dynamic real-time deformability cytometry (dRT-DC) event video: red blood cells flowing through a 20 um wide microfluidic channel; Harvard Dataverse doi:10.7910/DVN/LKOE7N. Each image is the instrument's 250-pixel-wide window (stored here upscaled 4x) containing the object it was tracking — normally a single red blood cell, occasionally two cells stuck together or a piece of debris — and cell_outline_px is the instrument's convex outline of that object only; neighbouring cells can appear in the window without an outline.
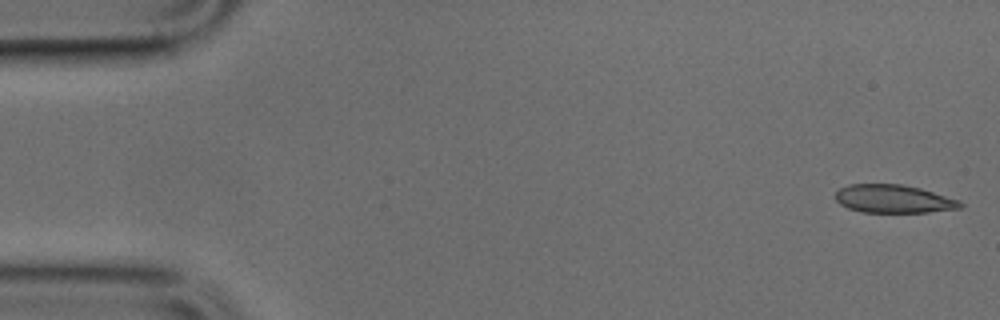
{"species": "common noctule bat (a hibernating species)", "species_latin": "Nyctalus noctula", "temperature_condition": "cold", "stored_images_in_passage": 48, "camera_frame_rate_fps": 3000, "um_per_image_px": 0.085, "animal": {"sex": "male", "body_mass_g": 17.9, "forearm_length_mm": 54.2}, "frame": {"image": 1, "passage_image": 1, "time_ms": 0.0, "image_size_px": [1000, 320], "cell_outline_px": [[964, 204], [960, 208], [928, 212], [860, 212], [848, 208], [840, 204], [836, 200], [836, 192], [840, 188], [848, 184], [900, 184], [920, 188], [960, 200]], "centroid_in_image_um": [75.94, 16.9], "position_along_channel_um": 9.1, "area_um2": 20.46}}
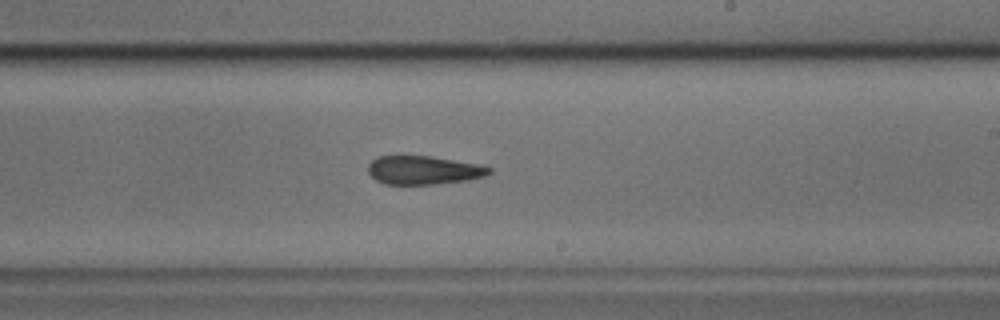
{"frame": {"image": 2, "passage_image": 28, "time_ms": 9.0, "image_size_px": [1000, 320], "cell_outline_px": [[492, 172], [484, 176], [468, 180], [436, 184], [384, 184], [376, 180], [368, 172], [368, 164], [376, 156], [400, 152], [432, 156], [476, 164], [492, 168]], "centroid_in_image_um": [35.91, 14.41], "position_along_channel_um": 253.1, "area_um2": 20.92}}
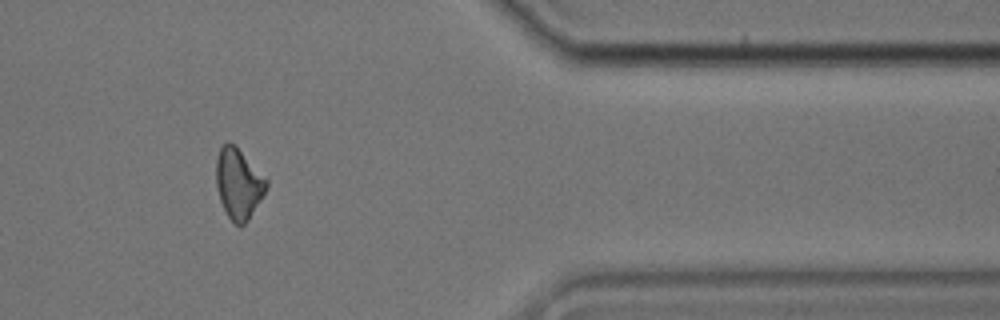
{"frame": {"image": 3, "passage_image": 40, "time_ms": 13.0, "image_size_px": [1000, 320], "cell_outline_px": [[268, 184], [260, 200], [248, 220], [240, 228], [228, 216], [220, 200], [216, 188], [216, 160], [220, 148], [228, 140], [236, 144], [268, 180]], "centroid_in_image_um": [20.26, 15.57], "position_along_channel_um": 391.1, "area_um2": 20.69}}